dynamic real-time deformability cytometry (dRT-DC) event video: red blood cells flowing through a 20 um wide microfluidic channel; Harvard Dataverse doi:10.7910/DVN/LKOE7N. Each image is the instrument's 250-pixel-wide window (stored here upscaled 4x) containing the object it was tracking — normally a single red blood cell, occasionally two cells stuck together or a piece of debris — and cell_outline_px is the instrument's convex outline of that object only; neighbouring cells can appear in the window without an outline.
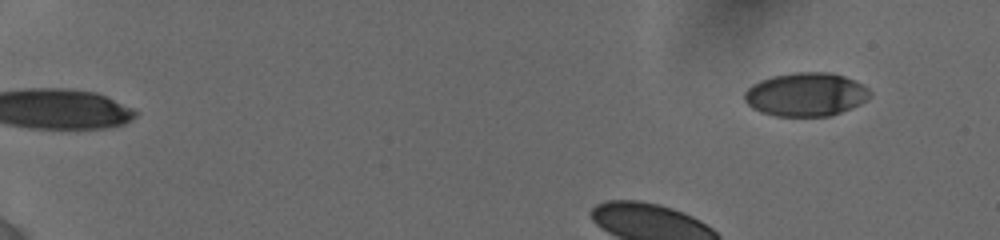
{"species": "human", "species_latin": "Homo sapiens", "temperature_condition": "cold", "stored_images_in_passage": 34, "camera_frame_rate_fps": 3000, "um_per_image_px": 0.085, "donor": {"sex": "female"}, "frame": {"image": 1, "passage_image": 1, "time_ms": 0.0, "image_size_px": [1000, 240], "cell_outline_px": [[872, 96], [860, 104], [832, 116], [776, 116], [760, 112], [752, 108], [744, 100], [744, 92], [752, 84], [760, 80], [772, 76], [792, 72], [832, 72], [856, 80], [864, 84], [872, 92]], "centroid_in_image_um": [68.52, 8.02], "position_along_channel_um": 16.5, "area_um2": 32.31}}
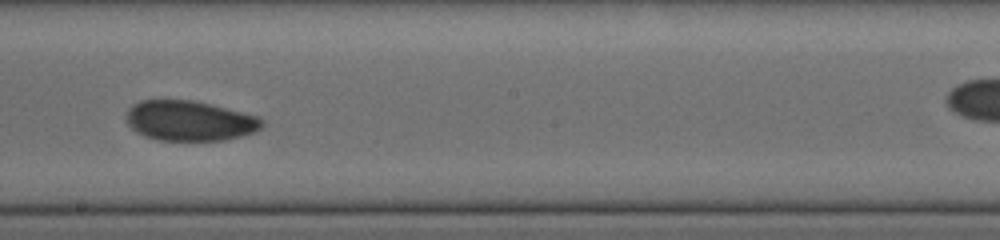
{"frame": {"image": 2, "passage_image": 23, "time_ms": 8.333, "image_size_px": [1000, 240], "cell_outline_px": [[264, 124], [260, 128], [252, 132], [240, 136], [224, 140], [156, 140], [144, 136], [136, 132], [128, 124], [124, 116], [128, 108], [132, 104], [140, 100], [192, 100], [212, 104], [256, 116], [264, 120]], "centroid_in_image_um": [16.06, 10.26], "position_along_channel_um": 232.1, "area_um2": 31.79}}
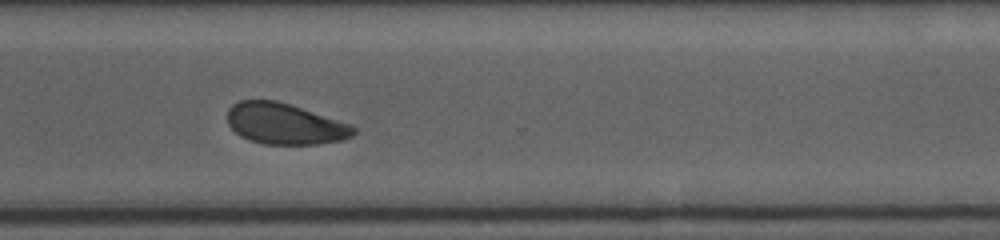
{"frame": {"image": 3, "passage_image": 33, "time_ms": 11.333, "image_size_px": [1000, 240], "cell_outline_px": [[356, 132], [352, 136], [344, 140], [316, 144], [264, 144], [248, 140], [240, 136], [228, 124], [228, 108], [232, 104], [240, 100], [276, 100], [352, 124], [356, 128]], "centroid_in_image_um": [24.21, 10.53], "position_along_channel_um": 346.4, "area_um2": 30.23}}